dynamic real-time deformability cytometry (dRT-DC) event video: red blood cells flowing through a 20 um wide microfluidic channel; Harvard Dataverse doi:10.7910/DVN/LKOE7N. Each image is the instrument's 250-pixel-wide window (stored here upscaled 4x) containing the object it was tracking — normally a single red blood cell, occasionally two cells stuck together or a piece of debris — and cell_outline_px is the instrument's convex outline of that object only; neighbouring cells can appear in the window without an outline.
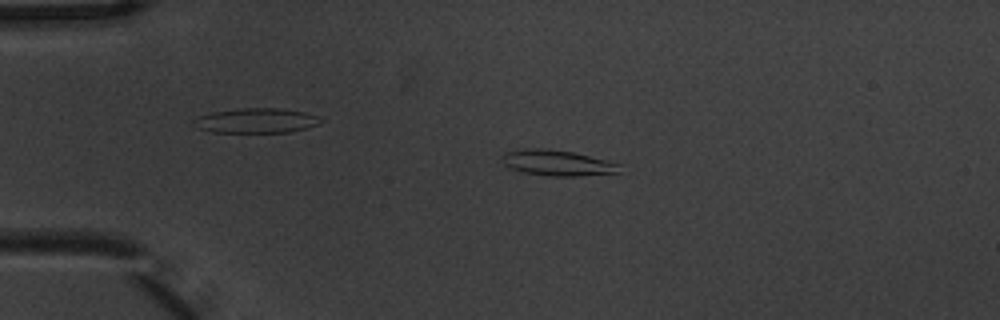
{"species": "common noctule bat (a hibernating species)", "species_latin": "Nyctalus noctula", "temperature_condition": "warm", "stored_images_in_passage": 4, "camera_frame_rate_fps": 3000, "um_per_image_px": 0.085, "animal": {"sex": "male", "body_mass_g": 20.1, "forearm_length_mm": 53.5}, "frame": {"image": 1, "passage_image": 3, "time_ms": 0.667, "image_size_px": [1000, 320], "cell_outline_px": [[620, 172], [576, 176], [548, 176], [524, 172], [512, 168], [504, 164], [504, 152], [524, 148], [544, 148], [572, 152], [620, 164]], "centroid_in_image_um": [47.36, 13.84], "position_along_channel_um": 37.6, "area_um2": 17.22}}